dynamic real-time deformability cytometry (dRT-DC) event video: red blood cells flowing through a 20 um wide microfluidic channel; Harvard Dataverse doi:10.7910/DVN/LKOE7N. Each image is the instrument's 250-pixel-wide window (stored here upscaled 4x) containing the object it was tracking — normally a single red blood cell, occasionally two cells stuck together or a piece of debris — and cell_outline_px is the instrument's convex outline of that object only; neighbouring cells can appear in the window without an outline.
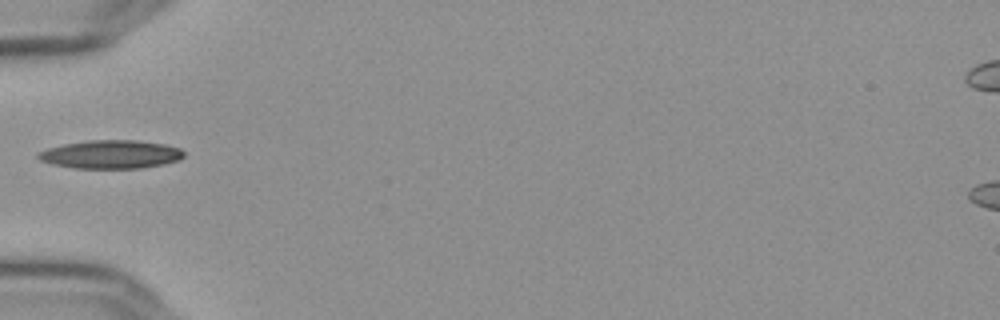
{"species": "Egyptian fruit bat (a non-hibernating species)", "species_latin": "Rousettus aegyptiacus", "temperature_condition": "cold", "stored_images_in_passage": 10, "camera_frame_rate_fps": 3000, "um_per_image_px": 0.085, "frame": {"image": 1, "passage_image": 1, "time_ms": 0.0, "image_size_px": [1000, 320], "cell_outline_px": [[184, 156], [176, 160], [164, 164], [140, 168], [72, 168], [52, 164], [40, 160], [36, 156], [36, 152], [48, 148], [64, 144], [88, 140], [136, 140], [164, 144], [180, 148], [184, 152]], "centroid_in_image_um": [9.38, 13.12], "position_along_channel_um": 75.6, "area_um2": 24.1}}
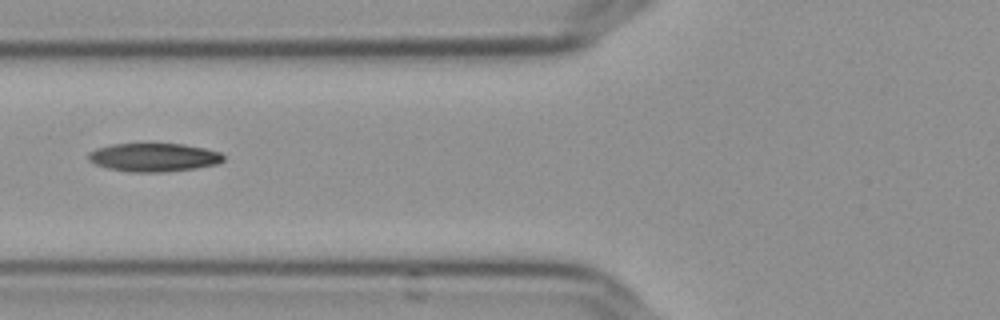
{"frame": {"image": 2, "passage_image": 4, "time_ms": 1.0, "image_size_px": [1000, 320], "cell_outline_px": [[224, 160], [216, 164], [196, 168], [164, 172], [128, 172], [108, 168], [96, 164], [88, 160], [88, 152], [96, 148], [112, 144], [184, 144], [204, 148], [220, 152], [224, 156]], "centroid_in_image_um": [13.06, 13.38], "position_along_channel_um": 112.7, "area_um2": 22.37}}